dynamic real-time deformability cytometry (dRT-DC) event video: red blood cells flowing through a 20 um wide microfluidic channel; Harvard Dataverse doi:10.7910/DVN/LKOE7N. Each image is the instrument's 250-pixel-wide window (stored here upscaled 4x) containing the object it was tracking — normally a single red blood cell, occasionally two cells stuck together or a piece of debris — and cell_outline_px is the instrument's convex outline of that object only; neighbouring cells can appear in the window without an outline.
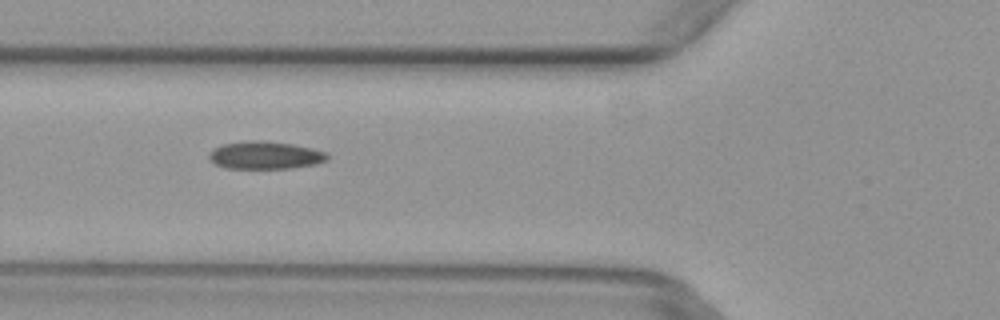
{"species": "common noctule bat (a hibernating species)", "species_latin": "Nyctalus noctula", "temperature_condition": "warm", "stored_images_in_passage": 6, "camera_frame_rate_fps": 3000, "um_per_image_px": 0.085, "animal": {"sex": "female", "body_mass_g": 29.2, "forearm_length_mm": 56.3}, "frame": {"image": 1, "passage_image": 6, "time_ms": 1.667, "image_size_px": [1000, 320], "cell_outline_px": [[328, 160], [316, 164], [292, 168], [224, 168], [216, 164], [208, 156], [208, 152], [212, 148], [224, 144], [252, 140], [264, 140], [292, 144], [312, 148], [328, 152]], "centroid_in_image_um": [22.56, 13.19], "position_along_channel_um": 103.2, "area_um2": 19.19}}